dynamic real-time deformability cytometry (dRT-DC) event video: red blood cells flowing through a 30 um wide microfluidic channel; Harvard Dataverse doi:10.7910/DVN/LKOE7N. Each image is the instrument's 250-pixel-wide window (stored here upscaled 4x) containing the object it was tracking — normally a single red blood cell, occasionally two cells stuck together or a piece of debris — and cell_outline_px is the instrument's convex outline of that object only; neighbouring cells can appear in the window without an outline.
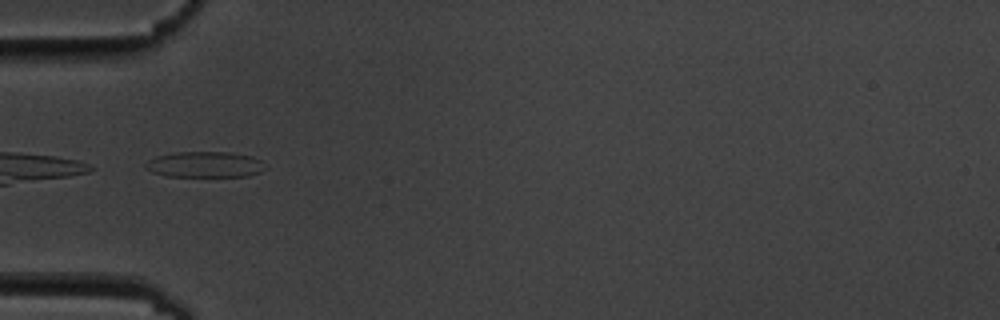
{"species": "common noctule bat (a hibernating species)", "species_latin": "Nyctalus noctula", "temperature_condition": "cold", "stored_images_in_passage": 3, "camera_frame_rate_fps": 3000, "um_per_image_px": 0.085, "animal": {"sex": "male", "body_mass_g": 19.5, "forearm_length_mm": 54.6}, "frame": {"image": 1, "passage_image": 1, "time_ms": 0.0, "image_size_px": [1000, 320], "cell_outline_px": [[268, 168], [260, 172], [248, 176], [168, 176], [152, 172], [144, 168], [144, 164], [148, 160], [156, 156], [176, 152], [228, 152], [252, 156], [268, 164]], "centroid_in_image_um": [17.45, 13.98], "position_along_channel_um": 67.6, "area_um2": 18.21}}
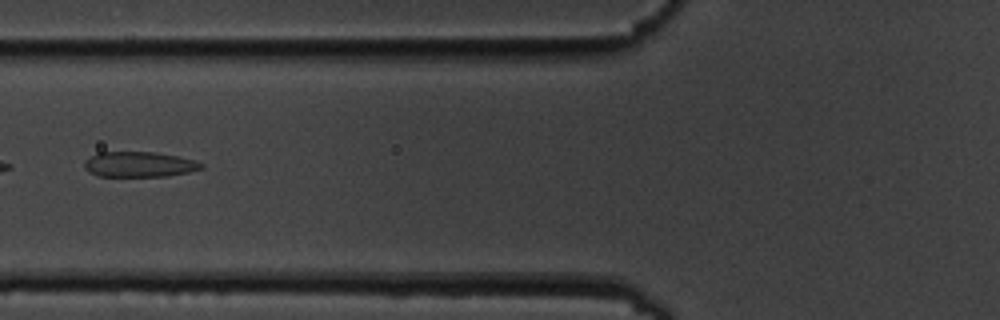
{"frame": {"image": 2, "passage_image": 2, "time_ms": 1.333, "image_size_px": [1000, 320], "cell_outline_px": [[204, 168], [188, 172], [168, 176], [100, 176], [88, 172], [84, 168], [84, 160], [96, 152], [156, 152], [196, 160], [204, 164]], "centroid_in_image_um": [11.82, 13.97], "position_along_channel_um": 114.0, "area_um2": 17.4}}
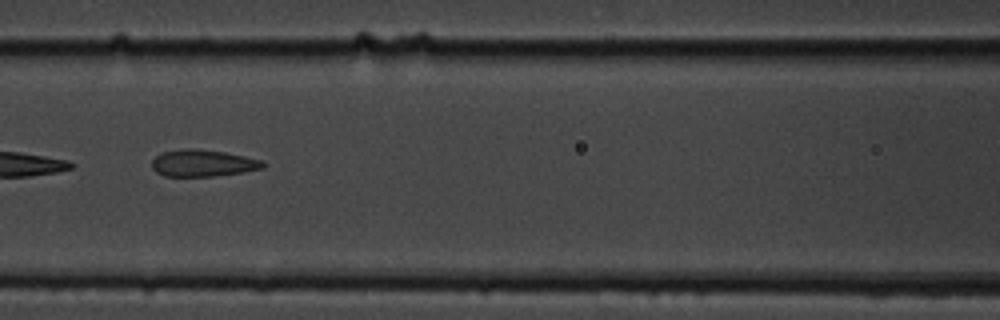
{"frame": {"image": 3, "passage_image": 3, "time_ms": 2.333, "image_size_px": [1000, 320], "cell_outline_px": [[264, 168], [244, 172], [216, 176], [164, 176], [156, 172], [152, 168], [152, 160], [160, 152], [184, 148], [196, 148], [224, 152], [264, 160]], "centroid_in_image_um": [17.24, 13.86], "position_along_channel_um": 149.4, "area_um2": 17.57}}